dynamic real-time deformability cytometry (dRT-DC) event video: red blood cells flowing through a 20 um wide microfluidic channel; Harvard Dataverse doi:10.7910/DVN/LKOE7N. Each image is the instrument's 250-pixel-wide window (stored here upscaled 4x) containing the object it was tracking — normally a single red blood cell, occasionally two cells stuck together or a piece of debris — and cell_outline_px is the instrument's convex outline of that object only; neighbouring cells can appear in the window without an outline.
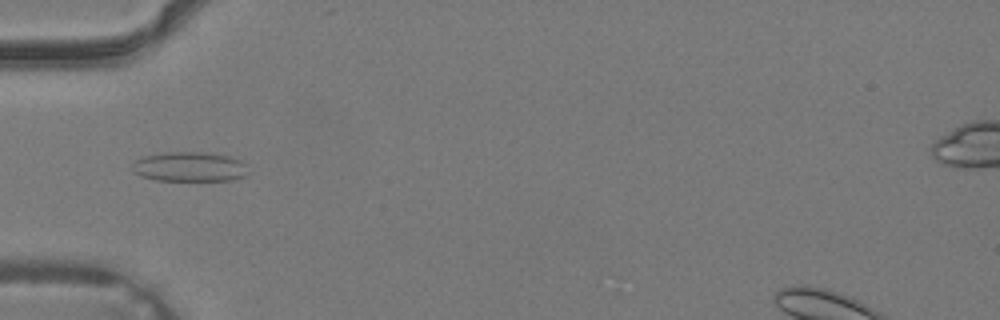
{"species": "common noctule bat (a hibernating species)", "species_latin": "Nyctalus noctula", "temperature_condition": "warm", "stored_images_in_passage": 24, "camera_frame_rate_fps": 3000, "um_per_image_px": 0.085, "animal": {"sex": "male", "body_mass_g": 19.2, "forearm_length_mm": 51.8}, "frame": {"image": 1, "passage_image": 1, "time_ms": 0.0, "image_size_px": [1000, 320], "cell_outline_px": [[244, 176], [232, 180], [156, 180], [140, 176], [132, 172], [132, 164], [136, 160], [144, 156], [164, 152], [212, 152], [232, 156], [240, 160], [244, 164]], "centroid_in_image_um": [16.06, 14.16], "position_along_channel_um": 68.9, "area_um2": 20.06}}
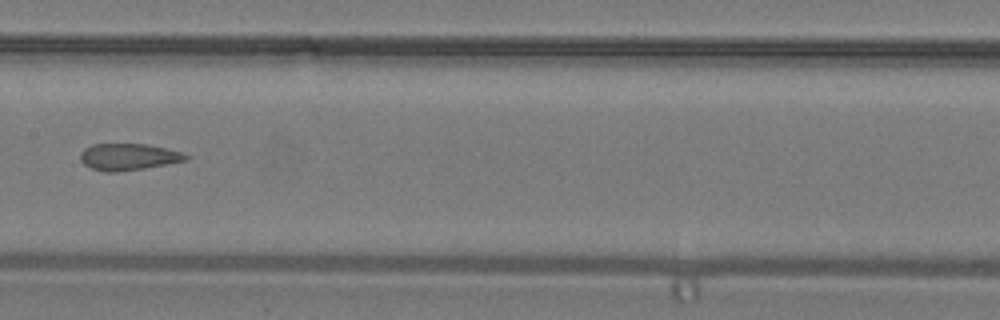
{"frame": {"image": 2, "passage_image": 8, "time_ms": 2.333, "image_size_px": [1000, 320], "cell_outline_px": [[192, 156], [188, 160], [144, 168], [116, 172], [104, 172], [92, 168], [84, 164], [80, 160], [80, 152], [84, 148], [92, 144], [144, 144], [184, 152]], "centroid_in_image_um": [10.93, 13.33], "position_along_channel_um": 196.5, "area_um2": 16.47}}
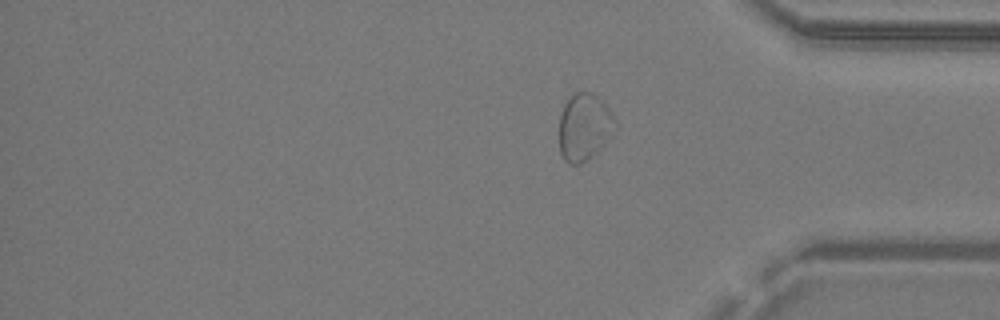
{"frame": {"image": 3, "passage_image": 24, "time_ms": 7.667, "image_size_px": [1000, 320], "cell_outline_px": [[616, 128], [612, 136], [596, 152], [580, 164], [572, 164], [564, 160], [560, 152], [560, 116], [564, 104], [572, 92], [588, 92], [604, 100], [616, 120]], "centroid_in_image_um": [49.68, 10.76], "position_along_channel_um": 385.5, "area_um2": 21.96}}